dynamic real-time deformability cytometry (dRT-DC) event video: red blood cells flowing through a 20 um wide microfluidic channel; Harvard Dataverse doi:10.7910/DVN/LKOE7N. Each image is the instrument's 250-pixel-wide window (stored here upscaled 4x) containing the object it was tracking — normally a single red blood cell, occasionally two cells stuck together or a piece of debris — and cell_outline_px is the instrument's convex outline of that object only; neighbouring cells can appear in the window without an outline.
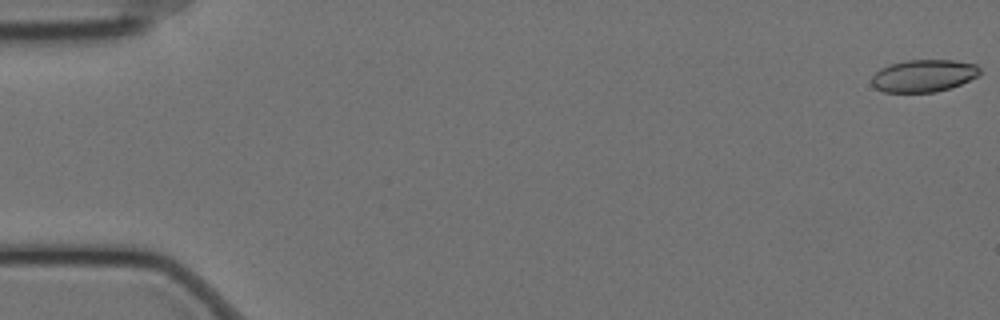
{"species": "Egyptian fruit bat (a non-hibernating species)", "species_latin": "Rousettus aegyptiacus", "temperature_condition": "cold", "stored_images_in_passage": 7, "camera_frame_rate_fps": 3000, "um_per_image_px": 0.085, "animal": {"sex": "female"}, "frame": {"image": 1, "passage_image": 1, "time_ms": 0.0, "image_size_px": [1000, 320], "cell_outline_px": [[980, 76], [952, 88], [936, 92], [884, 92], [876, 88], [872, 84], [872, 76], [880, 68], [888, 64], [908, 60], [952, 60], [976, 64], [980, 68]], "centroid_in_image_um": [78.54, 6.44], "position_along_channel_um": 6.5, "area_um2": 20.58}}